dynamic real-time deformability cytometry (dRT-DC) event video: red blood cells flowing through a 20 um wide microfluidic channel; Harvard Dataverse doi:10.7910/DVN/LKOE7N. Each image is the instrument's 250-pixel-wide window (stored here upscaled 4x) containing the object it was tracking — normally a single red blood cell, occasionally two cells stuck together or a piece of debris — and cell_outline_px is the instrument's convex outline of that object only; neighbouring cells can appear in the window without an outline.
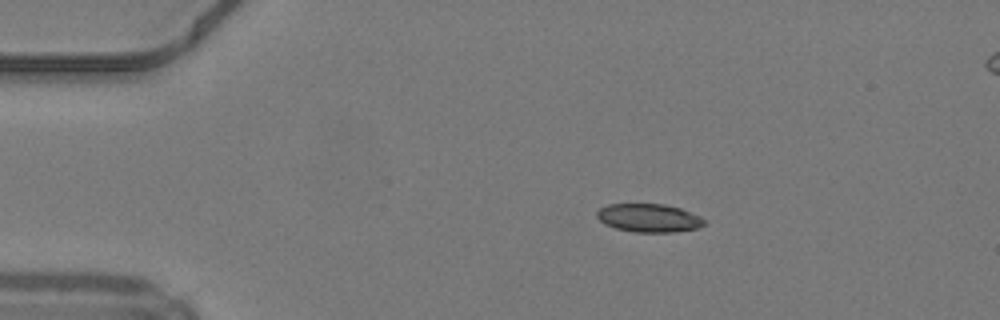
{"species": "common noctule bat (a hibernating species)", "species_latin": "Nyctalus noctula", "temperature_condition": "warm", "stored_images_in_passage": 40, "camera_frame_rate_fps": 3000, "um_per_image_px": 0.085, "animal": {"sex": "male", "body_mass_g": 19.2, "forearm_length_mm": 51.8}, "frame": {"image": 1, "passage_image": 1, "time_ms": 0.0, "image_size_px": [1000, 320], "cell_outline_px": [[708, 224], [696, 228], [672, 232], [636, 232], [616, 228], [604, 224], [596, 216], [596, 212], [600, 208], [608, 204], [664, 204], [680, 208], [700, 216]], "centroid_in_image_um": [55.15, 18.52], "position_along_channel_um": 29.8, "area_um2": 17.69}}
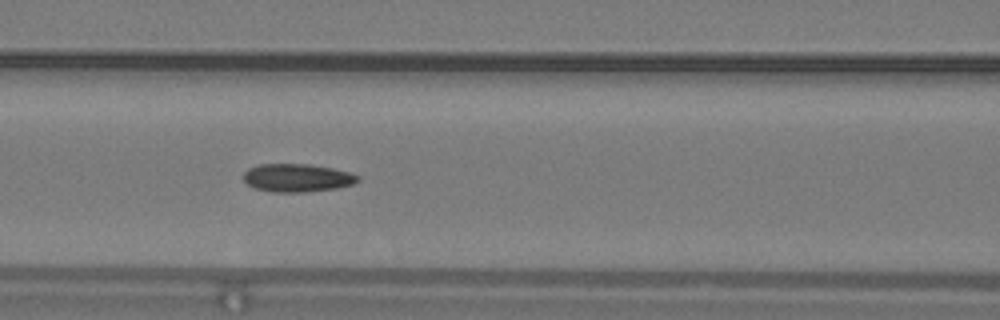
{"frame": {"image": 2, "passage_image": 13, "time_ms": 4.0, "image_size_px": [1000, 320], "cell_outline_px": [[360, 180], [352, 184], [336, 188], [304, 192], [272, 192], [256, 188], [248, 184], [244, 180], [244, 172], [248, 168], [256, 164], [308, 164], [332, 168], [348, 172], [360, 176]], "centroid_in_image_um": [25.25, 15.11], "position_along_channel_um": 141.4, "area_um2": 18.67}}
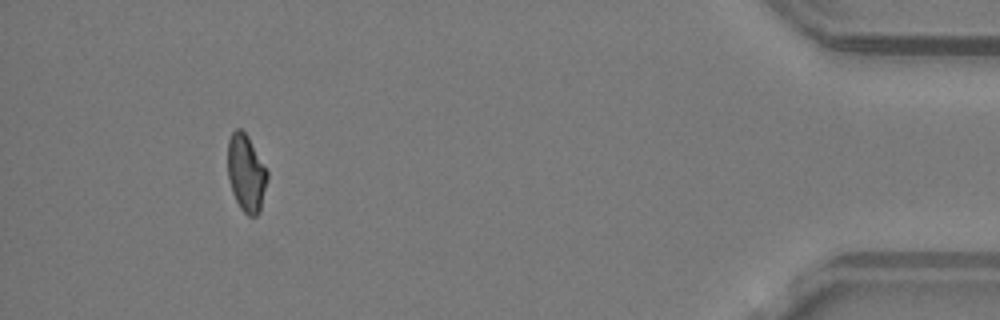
{"frame": {"image": 3, "passage_image": 37, "time_ms": 12.0, "image_size_px": [1000, 320], "cell_outline_px": [[268, 180], [260, 212], [256, 216], [248, 216], [240, 208], [232, 192], [228, 176], [228, 140], [232, 132], [236, 128], [240, 128], [248, 136], [268, 172]], "centroid_in_image_um": [20.93, 14.73], "position_along_channel_um": 414.3, "area_um2": 17.86}, "authors_computed_cell_mechanics": {"area_um2": 18.3804, "velocity_mm_per_s": 4.2472, "shape_relaxation_time_tau1_ms": 11.0765, "shape_relaxation_time_tau2_ms": 2.5702, "deformation_change_tau1": 0.2266, "deformation_change_tau2": 0.0844}}